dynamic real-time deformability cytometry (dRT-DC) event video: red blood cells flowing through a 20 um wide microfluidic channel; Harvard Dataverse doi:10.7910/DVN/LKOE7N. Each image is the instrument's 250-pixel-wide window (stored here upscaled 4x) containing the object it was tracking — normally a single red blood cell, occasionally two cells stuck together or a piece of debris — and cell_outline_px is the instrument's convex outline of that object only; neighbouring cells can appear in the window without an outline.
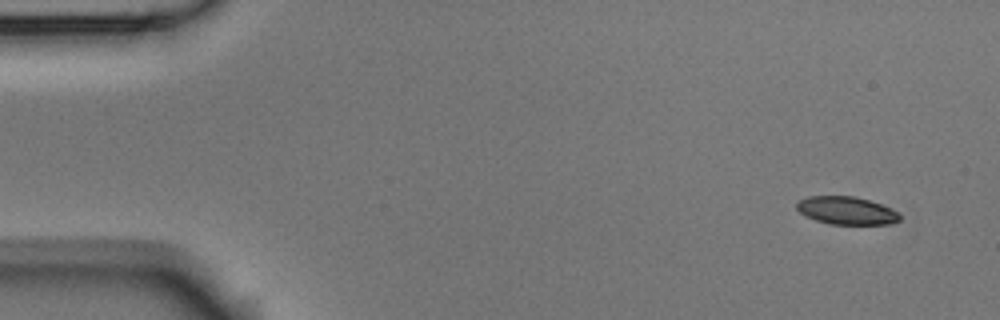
{"species": "Egyptian fruit bat (a non-hibernating species)", "species_latin": "Rousettus aegyptiacus", "temperature_condition": "room temperature", "stored_images_in_passage": 7, "camera_frame_rate_fps": 3000, "um_per_image_px": 0.085, "animal": {"sex": "male"}, "frame": {"image": 1, "passage_image": 1, "time_ms": 0.0, "image_size_px": [1000, 320], "cell_outline_px": [[900, 220], [892, 224], [832, 224], [816, 220], [800, 212], [796, 208], [796, 204], [800, 200], [808, 196], [852, 196], [868, 200], [880, 204], [896, 212], [900, 216]], "centroid_in_image_um": [71.94, 17.9], "position_along_channel_um": 13.1, "area_um2": 16.42}}
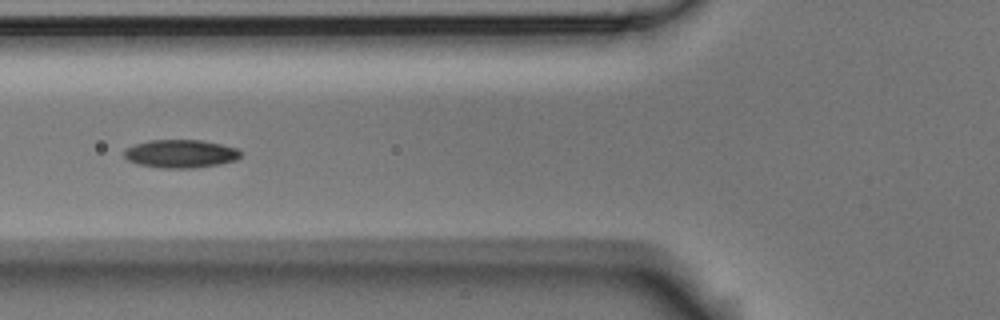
{"frame": {"image": 2, "passage_image": 5, "time_ms": 1.333, "image_size_px": [1000, 320], "cell_outline_px": [[240, 156], [236, 160], [220, 164], [192, 168], [160, 168], [136, 164], [128, 160], [124, 156], [124, 148], [148, 140], [200, 140], [220, 144], [236, 148], [240, 152]], "centroid_in_image_um": [15.31, 13.07], "position_along_channel_um": 110.5, "area_um2": 19.13}}
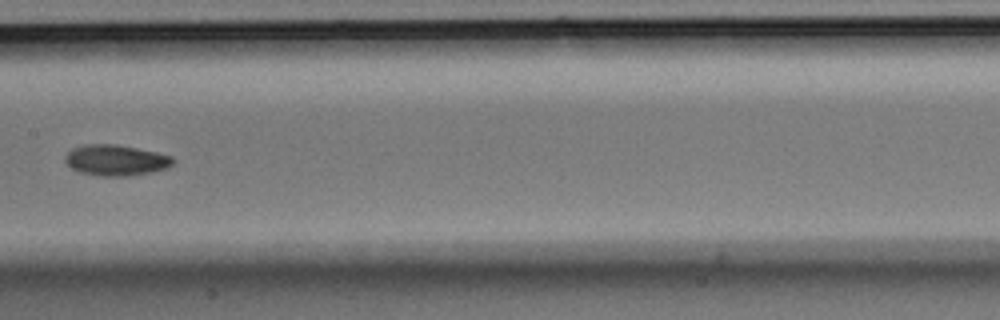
{"frame": {"image": 3, "passage_image": 7, "time_ms": 2.0, "image_size_px": [1000, 320], "cell_outline_px": [[176, 160], [172, 164], [164, 168], [152, 172], [124, 176], [104, 176], [80, 172], [72, 168], [64, 160], [64, 156], [72, 148], [84, 144], [116, 144], [156, 152], [172, 156]], "centroid_in_image_um": [9.83, 13.6], "position_along_channel_um": 197.6, "area_um2": 19.25}}